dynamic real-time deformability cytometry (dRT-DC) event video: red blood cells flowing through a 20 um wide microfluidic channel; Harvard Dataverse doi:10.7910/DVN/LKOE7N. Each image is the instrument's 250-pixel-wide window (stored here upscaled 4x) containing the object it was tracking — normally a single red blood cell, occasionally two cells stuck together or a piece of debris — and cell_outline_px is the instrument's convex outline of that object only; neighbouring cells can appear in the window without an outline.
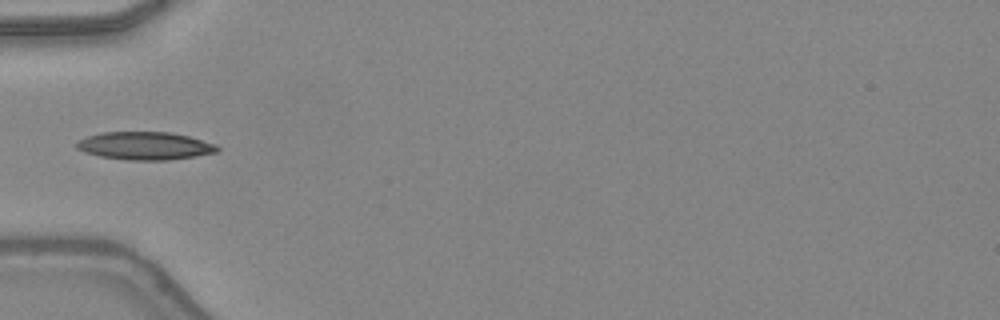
{"species": "common noctule bat (a hibernating species)", "species_latin": "Nyctalus noctula", "temperature_condition": "warm", "stored_images_in_passage": 20, "camera_frame_rate_fps": 3000, "um_per_image_px": 0.085, "animal": {"sex": "female", "body_mass_g": 24.6, "forearm_length_mm": 56.2}, "frame": {"image": 1, "passage_image": 1, "time_ms": 0.0, "image_size_px": [1000, 320], "cell_outline_px": [[220, 148], [216, 152], [196, 156], [168, 160], [128, 160], [100, 156], [84, 152], [76, 148], [76, 144], [80, 140], [88, 136], [104, 132], [172, 132], [188, 136], [216, 144]], "centroid_in_image_um": [12.34, 12.39], "position_along_channel_um": 72.7, "area_um2": 22.77}}